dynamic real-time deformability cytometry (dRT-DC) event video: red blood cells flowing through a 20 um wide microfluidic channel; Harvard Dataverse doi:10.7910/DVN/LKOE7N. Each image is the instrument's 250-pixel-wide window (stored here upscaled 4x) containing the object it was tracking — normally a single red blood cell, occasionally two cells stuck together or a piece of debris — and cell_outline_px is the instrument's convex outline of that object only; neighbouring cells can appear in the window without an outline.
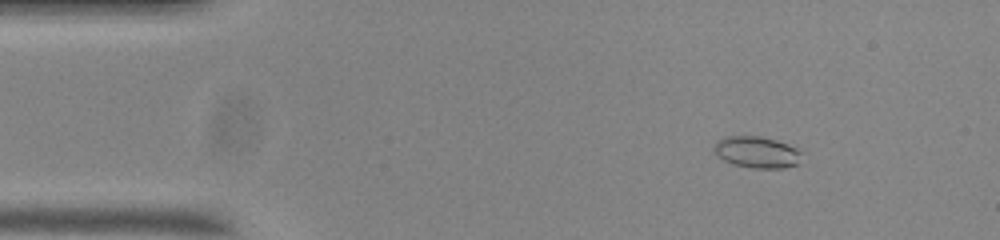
{"species": "common noctule bat (a hibernating species)", "species_latin": "Nyctalus noctula", "temperature_condition": "room temperature", "stored_images_in_passage": 53, "camera_frame_rate_fps": 3000, "um_per_image_px": 0.085, "animal": {"sex": "male", "body_mass_g": 20.0, "forearm_length_mm": 53.3}, "frame": {"image": 1, "passage_image": 5, "time_ms": 1.333, "image_size_px": [1000, 240], "cell_outline_px": [[800, 152], [796, 164], [784, 168], [752, 168], [732, 164], [724, 160], [712, 148], [724, 136], [760, 136], [776, 140], [788, 144], [796, 148]], "centroid_in_image_um": [64.31, 12.93], "position_along_channel_um": 20.7, "area_um2": 15.78}}
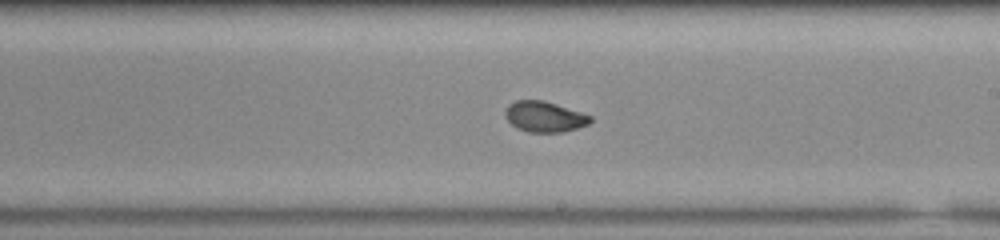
{"frame": {"image": 2, "passage_image": 29, "time_ms": 9.333, "image_size_px": [1000, 240], "cell_outline_px": [[592, 120], [588, 124], [564, 132], [528, 132], [516, 128], [504, 116], [504, 112], [508, 104], [516, 100], [544, 100], [592, 116]], "centroid_in_image_um": [46.25, 9.92], "position_along_channel_um": 242.8, "area_um2": 15.2}}
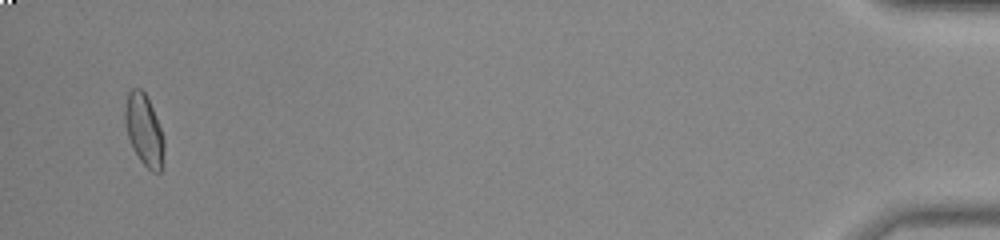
{"frame": {"image": 3, "passage_image": 51, "time_ms": 16.667, "image_size_px": [1000, 240], "cell_outline_px": [[164, 148], [160, 172], [152, 172], [140, 160], [132, 148], [128, 136], [124, 120], [124, 112], [128, 92], [132, 88], [140, 88], [144, 92], [152, 108], [164, 136]], "centroid_in_image_um": [12.23, 11.05], "position_along_channel_um": 423.0, "area_um2": 16.07}, "authors_computed_cell_mechanics": {"area_um2": 15.7216, "velocity_mm_per_s": 3.7009, "shape_relaxation_time_tau1_ms": null, "shape_relaxation_time_tau2_ms": 1.5417, "deformation_change_tau1": null, "deformation_change_tau2": 0.0442}}